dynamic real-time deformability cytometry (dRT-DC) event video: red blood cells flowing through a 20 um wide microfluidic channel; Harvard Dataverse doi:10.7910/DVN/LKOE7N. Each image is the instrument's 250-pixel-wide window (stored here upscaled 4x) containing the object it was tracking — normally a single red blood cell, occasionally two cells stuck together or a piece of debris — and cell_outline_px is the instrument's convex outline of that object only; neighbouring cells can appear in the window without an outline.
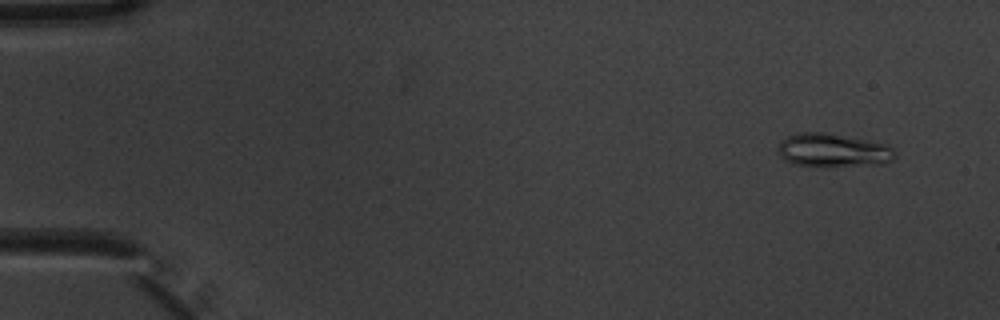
{"species": "common noctule bat (a hibernating species)", "species_latin": "Nyctalus noctula", "temperature_condition": "warm", "stored_images_in_passage": 8, "camera_frame_rate_fps": 3000, "um_per_image_px": 0.085, "animal": {"sex": "male", "body_mass_g": 20.1, "forearm_length_mm": 53.5}, "frame": {"image": 1, "passage_image": 2, "time_ms": 0.333, "image_size_px": [1000, 320], "cell_outline_px": [[896, 156], [892, 160], [884, 164], [796, 164], [784, 160], [780, 156], [780, 140], [788, 136], [800, 132], [824, 132], [888, 144], [896, 152]], "centroid_in_image_um": [70.84, 12.73], "position_along_channel_um": 14.2, "area_um2": 21.96}}
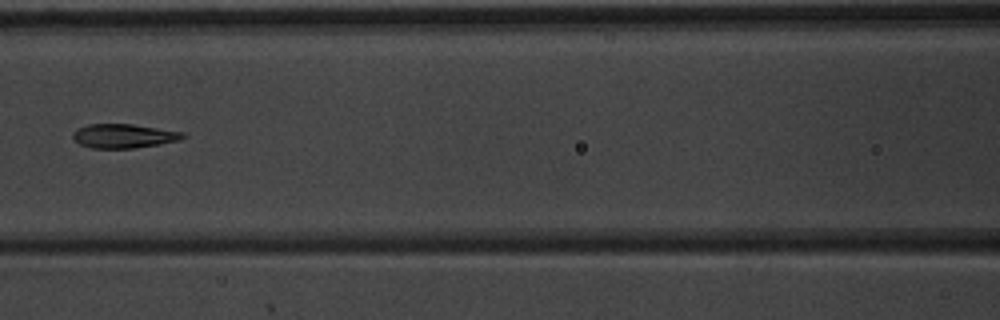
{"frame": {"image": 2, "passage_image": 7, "time_ms": 2.0, "image_size_px": [1000, 320], "cell_outline_px": [[188, 136], [180, 140], [160, 144], [132, 148], [92, 148], [80, 144], [72, 136], [72, 132], [88, 124], [132, 124], [184, 132]], "centroid_in_image_um": [10.56, 11.55], "position_along_channel_um": 156.0, "area_um2": 15.37}}
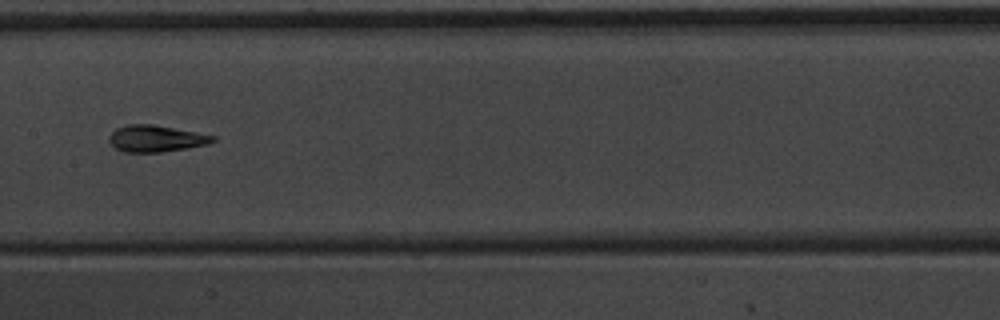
{"frame": {"image": 3, "passage_image": 8, "time_ms": 2.333, "image_size_px": [1000, 320], "cell_outline_px": [[216, 140], [208, 144], [188, 148], [160, 152], [124, 152], [116, 148], [108, 140], [108, 136], [116, 128], [128, 124], [152, 124], [196, 132], [216, 136]], "centroid_in_image_um": [13.25, 11.77], "position_along_channel_um": 194.1, "area_um2": 16.07}}